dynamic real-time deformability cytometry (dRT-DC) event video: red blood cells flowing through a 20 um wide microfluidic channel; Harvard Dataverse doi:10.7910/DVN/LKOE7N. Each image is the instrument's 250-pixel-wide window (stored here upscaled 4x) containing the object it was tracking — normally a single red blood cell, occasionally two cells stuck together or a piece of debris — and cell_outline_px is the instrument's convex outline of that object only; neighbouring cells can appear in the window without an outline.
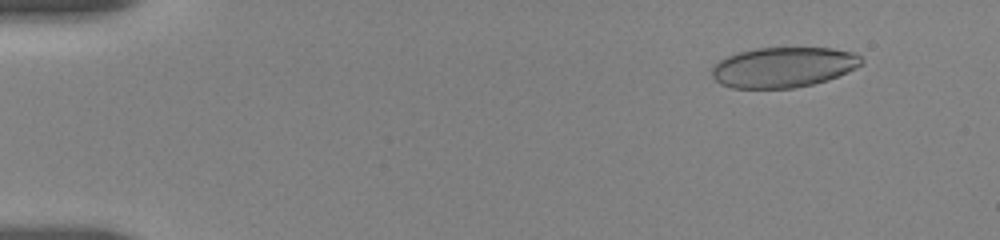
{"species": "human", "species_latin": "Homo sapiens", "temperature_condition": "room temperature", "stored_images_in_passage": 15, "camera_frame_rate_fps": 3000, "um_per_image_px": 0.085, "donor": {"sex": "female"}, "frame": {"image": 1, "passage_image": 3, "time_ms": 1.333, "image_size_px": [1000, 240], "cell_outline_px": [[864, 64], [856, 68], [828, 80], [812, 84], [792, 88], [732, 88], [720, 84], [712, 76], [712, 64], [728, 56], [740, 52], [756, 48], [832, 48], [852, 52], [860, 56], [864, 60]], "centroid_in_image_um": [66.59, 5.72], "position_along_channel_um": 18.4, "area_um2": 35.14}}
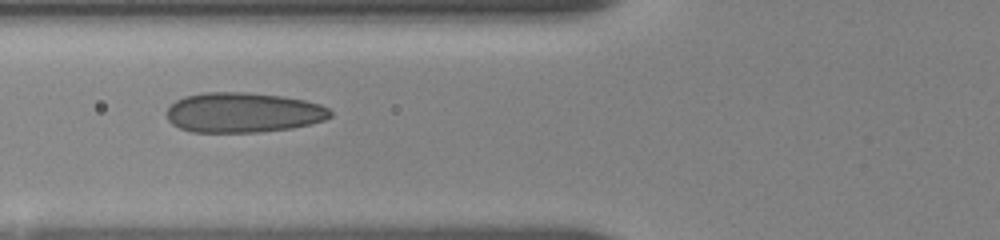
{"frame": {"image": 2, "passage_image": 12, "time_ms": 6.667, "image_size_px": [1000, 240], "cell_outline_px": [[332, 116], [324, 120], [292, 128], [260, 132], [192, 132], [180, 128], [172, 124], [168, 120], [168, 108], [176, 100], [184, 96], [204, 92], [244, 92], [280, 96], [304, 100], [320, 104], [328, 108], [332, 112]], "centroid_in_image_um": [20.67, 9.56], "position_along_channel_um": 105.1, "area_um2": 38.09}}
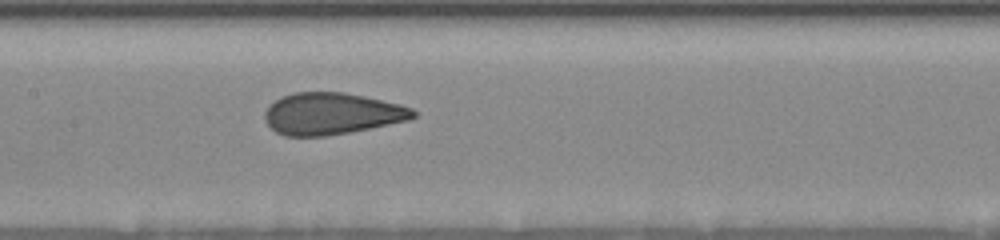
{"frame": {"image": 3, "passage_image": 15, "time_ms": 8.667, "image_size_px": [1000, 240], "cell_outline_px": [[416, 116], [408, 120], [348, 132], [324, 136], [284, 136], [276, 132], [264, 120], [264, 112], [276, 100], [292, 92], [344, 92], [364, 96], [400, 104], [412, 108], [416, 112]], "centroid_in_image_um": [28.18, 9.66], "position_along_channel_um": 179.2, "area_um2": 35.84}}